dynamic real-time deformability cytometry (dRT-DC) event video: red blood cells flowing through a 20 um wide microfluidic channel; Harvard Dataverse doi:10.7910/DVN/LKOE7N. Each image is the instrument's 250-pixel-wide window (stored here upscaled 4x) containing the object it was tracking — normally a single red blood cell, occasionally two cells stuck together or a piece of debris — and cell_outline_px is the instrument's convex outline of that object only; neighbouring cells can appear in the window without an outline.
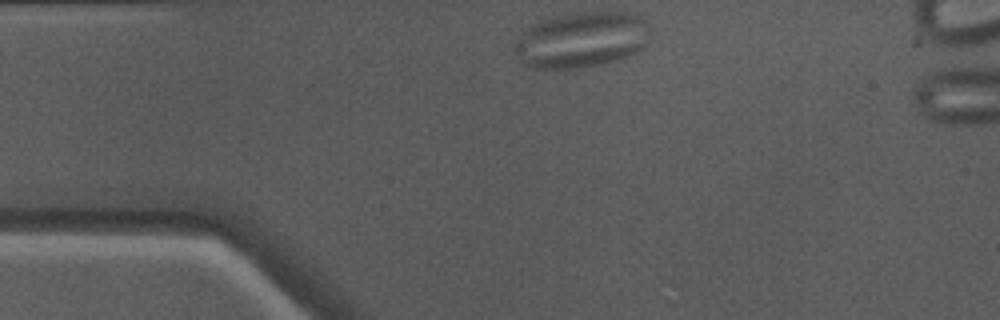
{"species": "Egyptian fruit bat (a non-hibernating species)", "species_latin": "Rousettus aegyptiacus", "temperature_condition": "warm", "stored_images_in_passage": 33, "camera_frame_rate_fps": 3000, "um_per_image_px": 0.085, "animal": {"sex": "male"}, "frame": {"image": 1, "passage_image": 1, "time_ms": 0.0, "image_size_px": [1000, 320], "cell_outline_px": [[652, 32], [648, 44], [636, 52], [616, 60], [600, 64], [576, 68], [536, 68], [524, 64], [512, 48], [528, 28], [532, 24], [556, 16], [580, 12], [628, 12], [640, 16], [652, 24]], "centroid_in_image_um": [49.53, 3.36], "position_along_channel_um": 35.5, "area_um2": 44.04}}
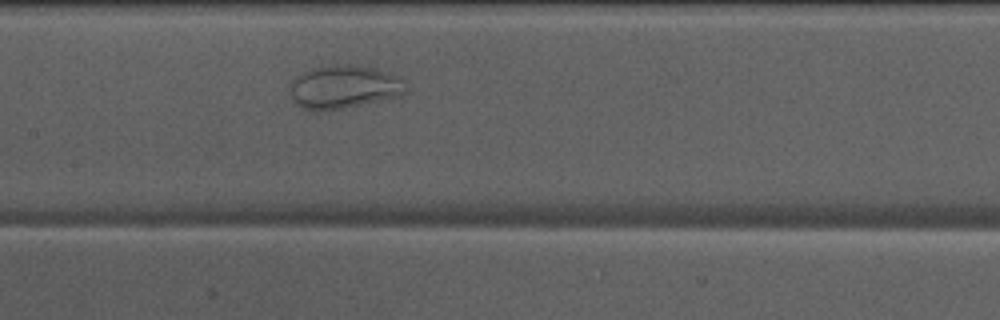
{"frame": {"image": 2, "passage_image": 14, "time_ms": 4.333, "image_size_px": [1000, 320], "cell_outline_px": [[408, 92], [400, 96], [340, 108], [300, 108], [292, 100], [288, 88], [292, 80], [296, 76], [312, 68], [332, 64], [348, 64], [372, 68], [384, 72], [400, 80]], "centroid_in_image_um": [29.15, 7.37], "position_along_channel_um": 178.2, "area_um2": 28.38}}
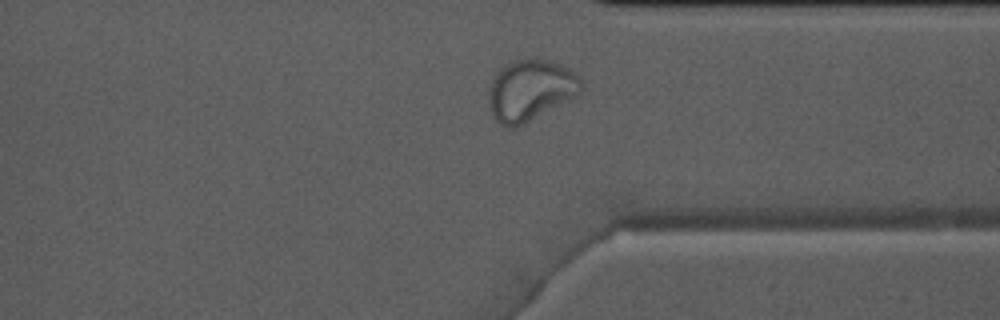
{"frame": {"image": 3, "passage_image": 28, "time_ms": 9.0, "image_size_px": [1000, 320], "cell_outline_px": [[580, 88], [568, 100], [512, 128], [504, 128], [492, 116], [488, 100], [488, 88], [492, 80], [512, 60], [536, 56], [548, 60], [580, 76]], "centroid_in_image_um": [45.0, 7.65], "position_along_channel_um": 366.4, "area_um2": 32.02}}